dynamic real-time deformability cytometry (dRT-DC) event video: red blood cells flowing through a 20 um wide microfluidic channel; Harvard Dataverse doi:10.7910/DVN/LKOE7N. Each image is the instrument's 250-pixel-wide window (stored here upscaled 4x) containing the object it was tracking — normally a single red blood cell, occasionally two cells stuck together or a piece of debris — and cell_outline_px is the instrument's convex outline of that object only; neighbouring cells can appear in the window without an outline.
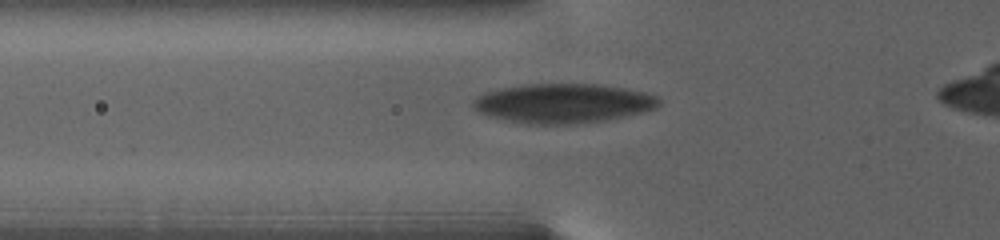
{"species": "human", "species_latin": "Homo sapiens", "temperature_condition": "warm", "stored_images_in_passage": 3, "camera_frame_rate_fps": 3000, "um_per_image_px": 0.085, "donor": {"sex": "female"}, "frame": {"image": 1, "passage_image": 2, "time_ms": 0.667, "image_size_px": [1000, 240], "cell_outline_px": [[660, 104], [656, 108], [624, 116], [604, 120], [576, 124], [524, 124], [488, 116], [480, 112], [472, 104], [472, 100], [476, 96], [484, 92], [500, 88], [524, 84], [600, 84], [624, 88], [644, 92], [656, 96], [660, 100]], "centroid_in_image_um": [47.83, 8.78], "position_along_channel_um": 78.0, "area_um2": 42.71}}